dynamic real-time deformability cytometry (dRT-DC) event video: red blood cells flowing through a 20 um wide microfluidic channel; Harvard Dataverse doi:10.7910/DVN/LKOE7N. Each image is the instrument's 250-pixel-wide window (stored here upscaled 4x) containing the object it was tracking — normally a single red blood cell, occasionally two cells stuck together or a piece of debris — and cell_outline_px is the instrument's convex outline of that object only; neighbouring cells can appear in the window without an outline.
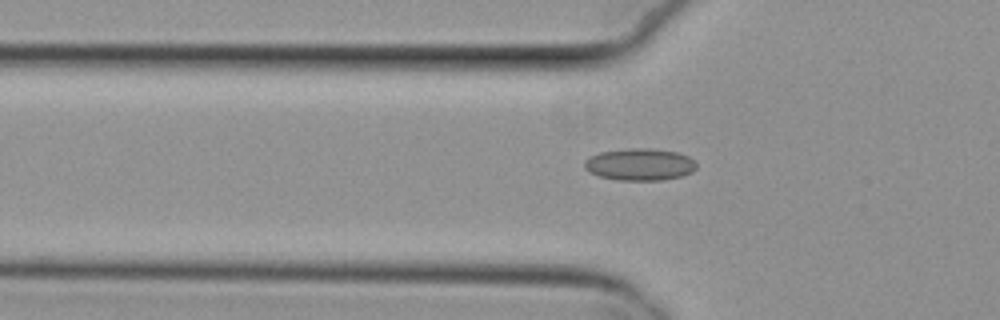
{"species": "common noctule bat (a hibernating species)", "species_latin": "Nyctalus noctula", "temperature_condition": "cold", "stored_images_in_passage": 34, "camera_frame_rate_fps": 3000, "um_per_image_px": 0.085, "animal": {"sex": "female", "body_mass_g": 29.2, "forearm_length_mm": 56.3}, "frame": {"image": 1, "passage_image": 3, "time_ms": 0.667, "image_size_px": [1000, 320], "cell_outline_px": [[696, 168], [692, 172], [680, 176], [664, 180], [616, 180], [600, 176], [584, 168], [584, 160], [588, 156], [600, 152], [628, 148], [648, 148], [676, 152], [688, 156], [696, 160]], "centroid_in_image_um": [54.38, 13.97], "position_along_channel_um": 71.4, "area_um2": 20.98}}
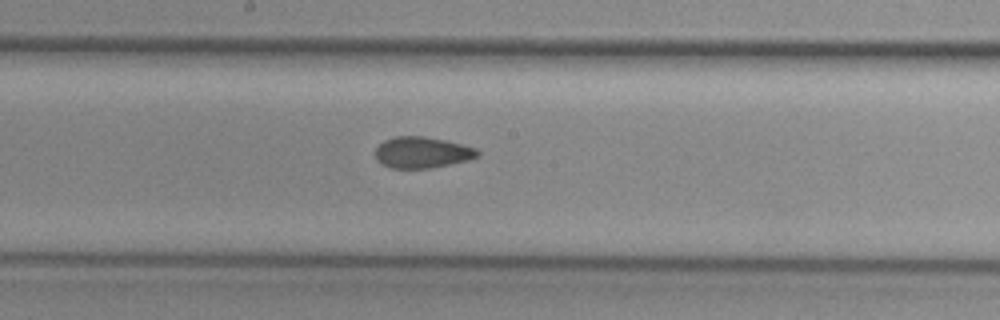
{"frame": {"image": 2, "passage_image": 14, "time_ms": 4.333, "image_size_px": [1000, 320], "cell_outline_px": [[480, 156], [468, 160], [432, 168], [392, 168], [376, 160], [376, 148], [384, 140], [396, 136], [424, 136], [444, 140], [476, 148], [480, 152]], "centroid_in_image_um": [35.9, 12.96], "position_along_channel_um": 212.3, "area_um2": 18.5}}
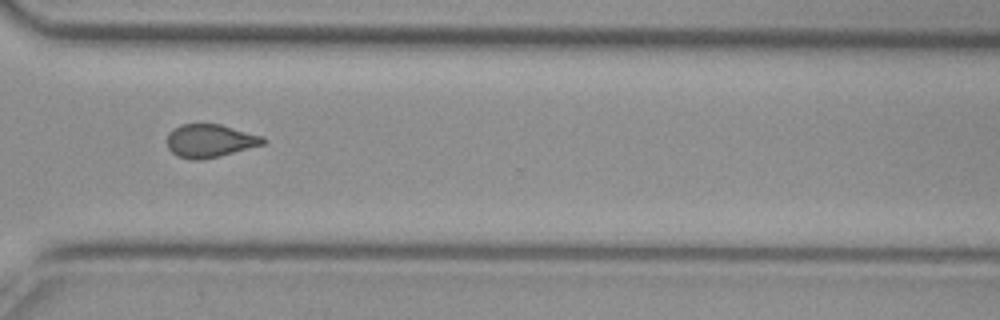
{"frame": {"image": 3, "passage_image": 25, "time_ms": 8.0, "image_size_px": [1000, 320], "cell_outline_px": [[268, 140], [264, 144], [220, 156], [200, 160], [192, 160], [176, 156], [168, 148], [168, 132], [172, 128], [180, 124], [220, 124], [264, 136]], "centroid_in_image_um": [17.85, 11.96], "position_along_channel_um": 352.7, "area_um2": 18.73}}